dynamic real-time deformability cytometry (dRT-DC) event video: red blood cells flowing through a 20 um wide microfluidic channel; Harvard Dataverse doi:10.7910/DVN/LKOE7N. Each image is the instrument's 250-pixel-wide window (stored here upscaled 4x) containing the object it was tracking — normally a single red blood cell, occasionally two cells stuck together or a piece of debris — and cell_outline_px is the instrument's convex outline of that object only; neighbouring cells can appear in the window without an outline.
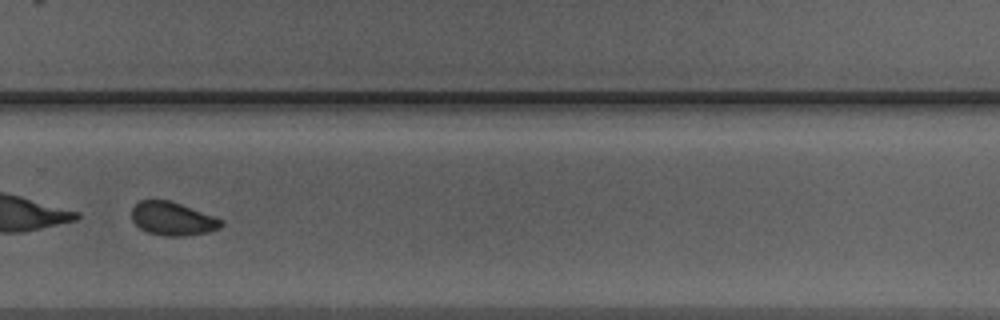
{"species": "Egyptian fruit bat (a non-hibernating species)", "species_latin": "Rousettus aegyptiacus", "temperature_condition": "warm", "stored_images_in_passage": 33, "camera_frame_rate_fps": 3000, "um_per_image_px": 0.085, "animal": {"sex": "male"}, "frame": {"image": 1, "passage_image": 19, "time_ms": 6.0, "image_size_px": [1000, 320], "cell_outline_px": [[224, 224], [220, 228], [208, 232], [184, 236], [164, 236], [148, 232], [140, 228], [132, 220], [132, 208], [140, 200], [168, 200], [180, 204], [224, 220]], "centroid_in_image_um": [14.68, 18.6], "position_along_channel_um": 315.1, "area_um2": 17.28}}